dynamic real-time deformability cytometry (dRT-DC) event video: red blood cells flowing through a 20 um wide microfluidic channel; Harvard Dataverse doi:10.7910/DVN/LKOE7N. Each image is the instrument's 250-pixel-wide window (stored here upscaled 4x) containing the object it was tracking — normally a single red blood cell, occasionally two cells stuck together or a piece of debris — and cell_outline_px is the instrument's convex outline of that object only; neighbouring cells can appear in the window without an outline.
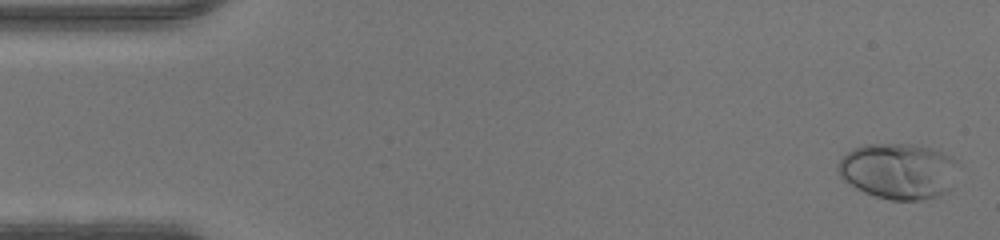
{"species": "human", "species_latin": "Homo sapiens", "temperature_condition": "warm", "stored_images_in_passage": 48, "camera_frame_rate_fps": 3000, "um_per_image_px": 0.085, "donor": {"sex": "male"}, "frame": {"image": 1, "passage_image": 2, "time_ms": 0.333, "image_size_px": [1000, 240], "cell_outline_px": [[956, 160], [948, 188], [944, 192], [936, 196], [920, 200], [888, 200], [864, 192], [856, 188], [844, 180], [840, 176], [836, 164], [852, 148], [864, 144], [908, 144], [932, 148], [952, 156]], "centroid_in_image_um": [76.29, 14.52], "position_along_channel_um": 8.7, "area_um2": 38.55}}
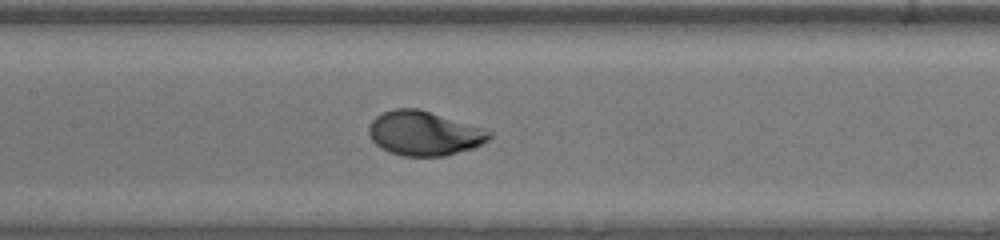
{"frame": {"image": 2, "passage_image": 23, "time_ms": 7.333, "image_size_px": [1000, 240], "cell_outline_px": [[492, 136], [488, 140], [472, 148], [444, 156], [400, 156], [388, 152], [380, 148], [372, 140], [368, 132], [368, 128], [372, 120], [376, 116], [384, 112], [396, 108], [420, 108], [484, 128], [492, 132]], "centroid_in_image_um": [36.04, 11.33], "position_along_channel_um": 171.4, "area_um2": 31.33}}
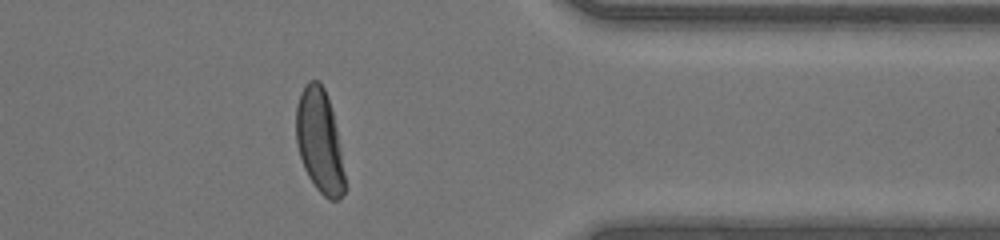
{"frame": {"image": 3, "passage_image": 39, "time_ms": 12.667, "image_size_px": [1000, 240], "cell_outline_px": [[348, 188], [336, 200], [328, 200], [316, 188], [308, 176], [304, 168], [300, 156], [296, 140], [296, 108], [300, 92], [304, 84], [308, 80], [320, 80], [324, 88], [332, 112], [340, 148]], "centroid_in_image_um": [27.16, 12.01], "position_along_channel_um": 384.2, "area_um2": 29.48}}